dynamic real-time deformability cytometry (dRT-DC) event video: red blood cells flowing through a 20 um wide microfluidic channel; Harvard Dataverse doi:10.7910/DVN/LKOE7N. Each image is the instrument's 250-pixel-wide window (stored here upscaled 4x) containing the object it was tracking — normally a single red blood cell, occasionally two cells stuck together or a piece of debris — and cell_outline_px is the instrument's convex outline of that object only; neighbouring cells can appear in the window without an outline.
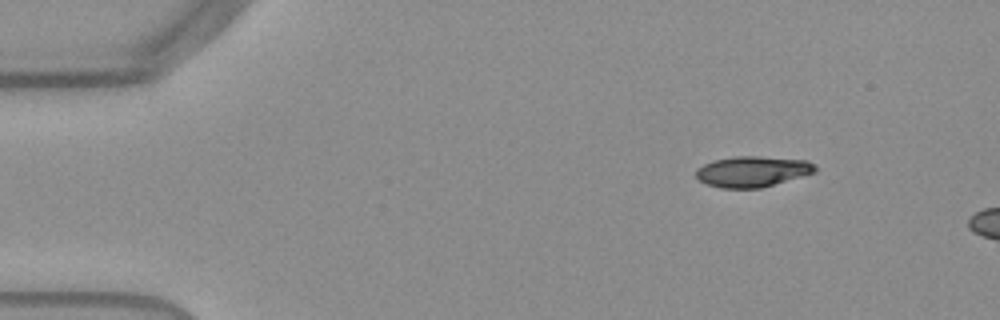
{"species": "Egyptian fruit bat (a non-hibernating species)", "species_latin": "Rousettus aegyptiacus", "temperature_condition": "warm", "stored_images_in_passage": 11, "camera_frame_rate_fps": 3000, "um_per_image_px": 0.085, "frame": {"image": 1, "passage_image": 7, "time_ms": 2.0, "image_size_px": [1000, 320], "cell_outline_px": [[816, 172], [760, 188], [720, 188], [708, 184], [700, 180], [696, 176], [696, 168], [712, 160], [736, 156], [760, 156], [808, 160], [816, 164]], "centroid_in_image_um": [63.97, 14.56], "position_along_channel_um": 21.0, "area_um2": 21.39}}